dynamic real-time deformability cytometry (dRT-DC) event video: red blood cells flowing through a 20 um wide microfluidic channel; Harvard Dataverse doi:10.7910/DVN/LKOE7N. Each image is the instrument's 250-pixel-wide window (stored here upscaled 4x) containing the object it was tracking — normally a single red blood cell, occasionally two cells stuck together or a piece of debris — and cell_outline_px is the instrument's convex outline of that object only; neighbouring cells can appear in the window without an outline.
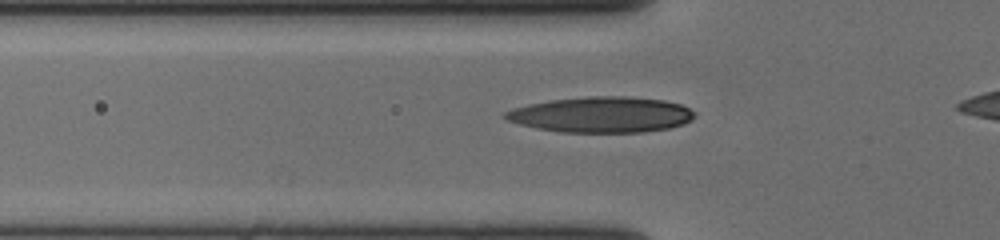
{"species": "human", "species_latin": "Homo sapiens", "temperature_condition": "cold", "stored_images_in_passage": 39, "camera_frame_rate_fps": 3000, "um_per_image_px": 0.085, "donor": {"sex": "female"}, "frame": {"image": 1, "passage_image": 8, "time_ms": 2.333, "image_size_px": [1000, 240], "cell_outline_px": [[692, 120], [684, 124], [668, 128], [644, 132], [560, 132], [536, 128], [520, 124], [508, 120], [500, 116], [504, 112], [512, 108], [528, 104], [552, 100], [588, 96], [624, 96], [664, 100], [680, 104], [688, 108], [692, 112]], "centroid_in_image_um": [51.07, 9.74], "position_along_channel_um": 74.7, "area_um2": 39.3}}
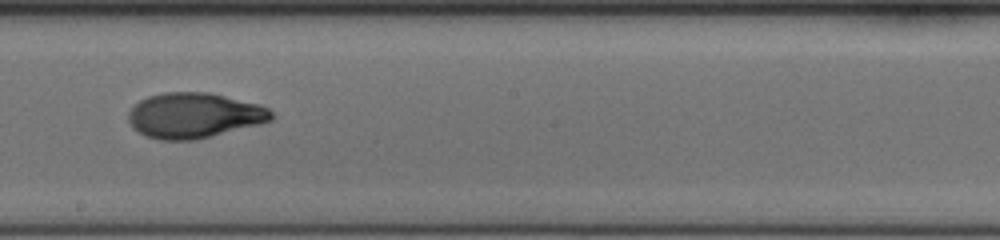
{"frame": {"image": 2, "passage_image": 21, "time_ms": 6.667, "image_size_px": [1000, 240], "cell_outline_px": [[276, 116], [272, 120], [260, 124], [196, 140], [160, 140], [144, 136], [132, 128], [128, 120], [128, 112], [140, 100], [148, 96], [164, 92], [208, 92], [260, 104], [268, 108]], "centroid_in_image_um": [16.5, 9.82], "position_along_channel_um": 231.7, "area_um2": 38.03}}
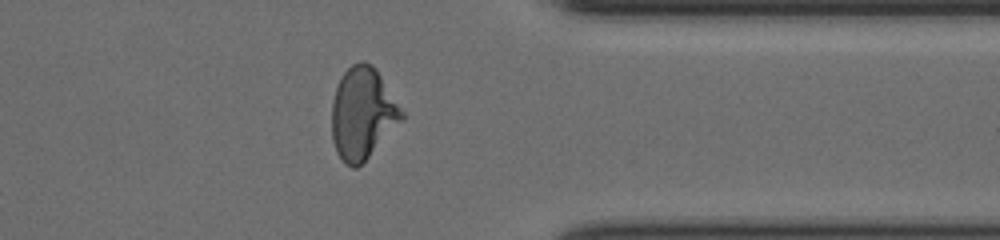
{"frame": {"image": 3, "passage_image": 34, "time_ms": 11.0, "image_size_px": [1000, 240], "cell_outline_px": [[404, 116], [368, 156], [356, 168], [352, 168], [344, 164], [336, 152], [332, 140], [332, 104], [336, 88], [344, 72], [352, 64], [360, 60], [364, 60], [372, 64], [376, 68], [404, 112]], "centroid_in_image_um": [30.79, 9.61], "position_along_channel_um": 380.6, "area_um2": 36.88}, "authors_computed_cell_mechanics": {"area_um2": 36.8764, "velocity_mm_per_s": 3.6267, "shape_relaxation_time_tau1_ms": 5.1233, "shape_relaxation_time_tau2_ms": 1.7683, "deformation_change_tau1": 0.2275, "deformation_change_tau2": 0.0659}}